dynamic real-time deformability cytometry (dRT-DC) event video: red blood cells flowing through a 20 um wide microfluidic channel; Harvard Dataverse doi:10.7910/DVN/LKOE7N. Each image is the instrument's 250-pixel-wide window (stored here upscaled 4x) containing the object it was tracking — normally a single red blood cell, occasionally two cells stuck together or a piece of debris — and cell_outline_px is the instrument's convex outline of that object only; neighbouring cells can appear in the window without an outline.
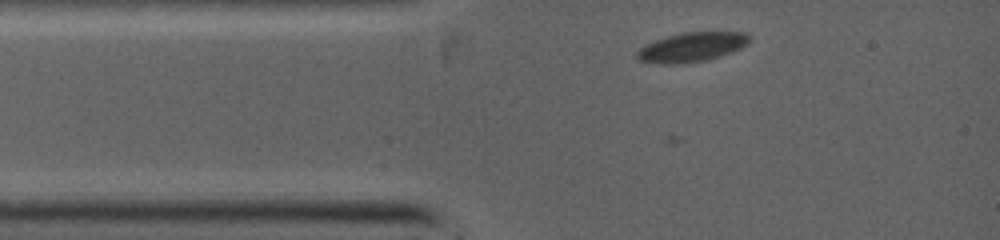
{"species": "common noctule bat (a hibernating species)", "species_latin": "Nyctalus noctula", "temperature_condition": "warm", "stored_images_in_passage": 3, "camera_frame_rate_fps": 5000, "um_per_image_px": 0.085, "animal": {"sex": "female", "body_mass_g": 19.0, "forearm_length_mm": 53.3}, "frame": {"image": 1, "passage_image": 1, "time_ms": 0.0, "image_size_px": [1000, 240], "cell_outline_px": [[752, 36], [748, 44], [732, 52], [704, 60], [672, 64], [664, 64], [640, 60], [636, 56], [636, 52], [644, 44], [680, 32], [748, 32]], "centroid_in_image_um": [58.83, 3.98], "position_along_channel_um": 26.2, "area_um2": 19.13}}
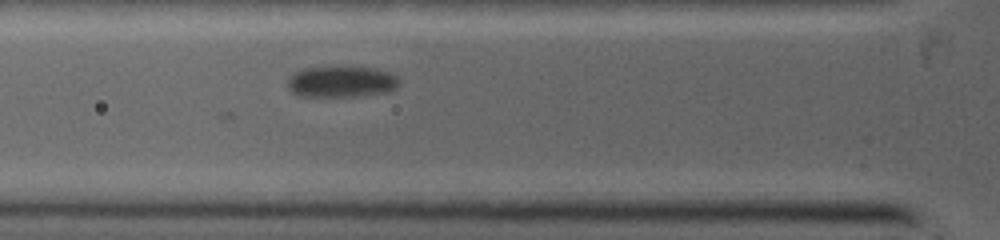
{"frame": {"image": 2, "passage_image": 3, "time_ms": 2.0, "image_size_px": [1000, 240], "cell_outline_px": [[400, 84], [396, 88], [384, 92], [356, 96], [296, 96], [288, 88], [288, 76], [304, 68], [376, 68], [392, 72], [400, 80]], "centroid_in_image_um": [29.02, 6.96], "position_along_channel_um": 96.8, "area_um2": 20.06}}